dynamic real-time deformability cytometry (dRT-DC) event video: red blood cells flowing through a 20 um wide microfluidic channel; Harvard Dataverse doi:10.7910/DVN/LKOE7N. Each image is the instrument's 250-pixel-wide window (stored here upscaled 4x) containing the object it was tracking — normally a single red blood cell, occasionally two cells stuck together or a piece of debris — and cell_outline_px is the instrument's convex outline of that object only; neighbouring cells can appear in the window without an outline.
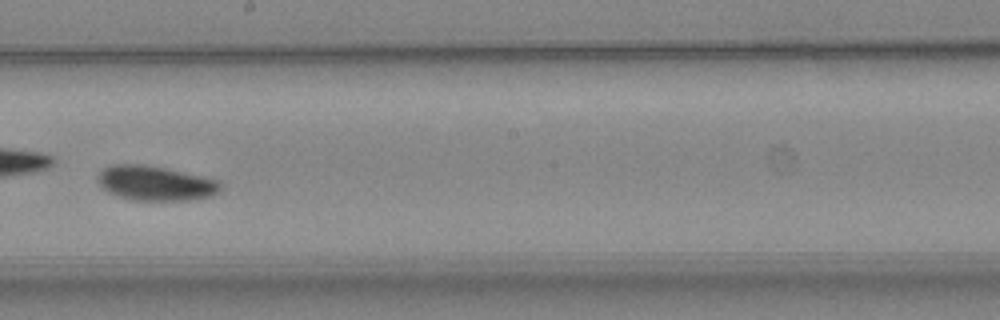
{"species": "common noctule bat (a hibernating species)", "species_latin": "Nyctalus noctula", "temperature_condition": "warm", "stored_images_in_passage": 50, "camera_frame_rate_fps": 3000, "um_per_image_px": 0.085, "animal": {"sex": "female", "body_mass_g": 24.6, "forearm_length_mm": 56.2}, "frame": {"image": 1, "passage_image": 29, "time_ms": 9.333, "image_size_px": [1000, 320], "cell_outline_px": [[220, 188], [216, 192], [208, 196], [192, 200], [136, 200], [116, 196], [108, 192], [96, 180], [96, 176], [104, 168], [112, 164], [144, 164], [164, 168], [220, 180]], "centroid_in_image_um": [13.16, 15.57], "position_along_channel_um": 235.0, "area_um2": 24.62}}
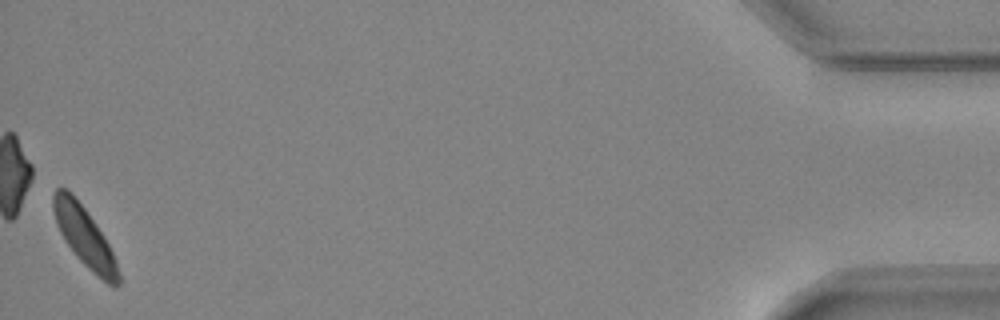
{"frame": {"image": 2, "passage_image": 50, "time_ms": 16.333, "image_size_px": [1000, 320], "cell_outline_px": [[120, 284], [116, 288], [108, 284], [96, 276], [76, 256], [64, 240], [56, 224], [52, 208], [52, 192], [56, 188], [68, 188], [72, 192], [84, 208], [104, 236], [116, 260], [120, 272]], "centroid_in_image_um": [7.17, 20.12], "position_along_channel_um": 428.0, "area_um2": 22.77}, "authors_computed_cell_mechanics": {"area_um2": 23.3512, "velocity_mm_per_s": 4.0705, "shape_relaxation_time_tau1_ms": 1.3065, "shape_relaxation_time_tau2_ms": null, "deformation_change_tau1": 0.1856, "deformation_change_tau2": null}}